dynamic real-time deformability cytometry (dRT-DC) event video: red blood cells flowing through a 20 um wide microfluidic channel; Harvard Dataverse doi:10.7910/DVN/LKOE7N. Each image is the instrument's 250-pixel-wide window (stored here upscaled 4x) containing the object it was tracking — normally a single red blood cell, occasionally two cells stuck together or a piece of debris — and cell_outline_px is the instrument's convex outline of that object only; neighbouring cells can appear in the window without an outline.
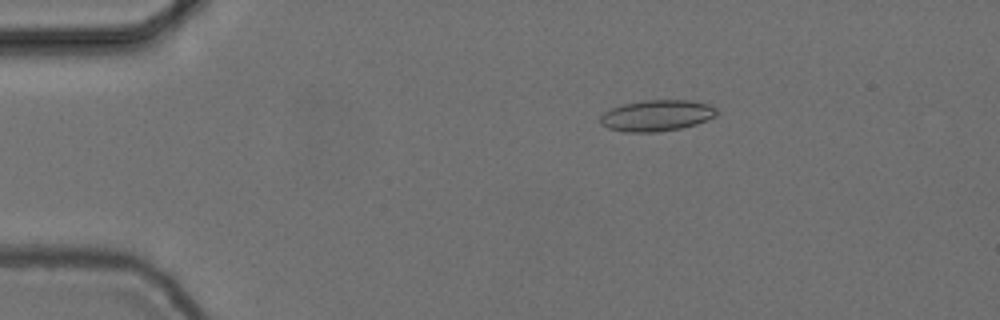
{"species": "common noctule bat (a hibernating species)", "species_latin": "Nyctalus noctula", "temperature_condition": "cold", "stored_images_in_passage": 55, "camera_frame_rate_fps": 3000, "um_per_image_px": 0.085, "animal": {"sex": "female", "body_mass_g": 24.6, "forearm_length_mm": 56.2}, "frame": {"image": 1, "passage_image": 10, "time_ms": 3.0, "image_size_px": [1000, 320], "cell_outline_px": [[716, 116], [696, 124], [680, 128], [656, 132], [628, 132], [608, 128], [600, 124], [600, 116], [604, 112], [612, 108], [624, 104], [644, 100], [688, 100], [708, 104], [716, 108]], "centroid_in_image_um": [55.81, 9.82], "position_along_channel_um": 29.2, "area_um2": 20.98}}
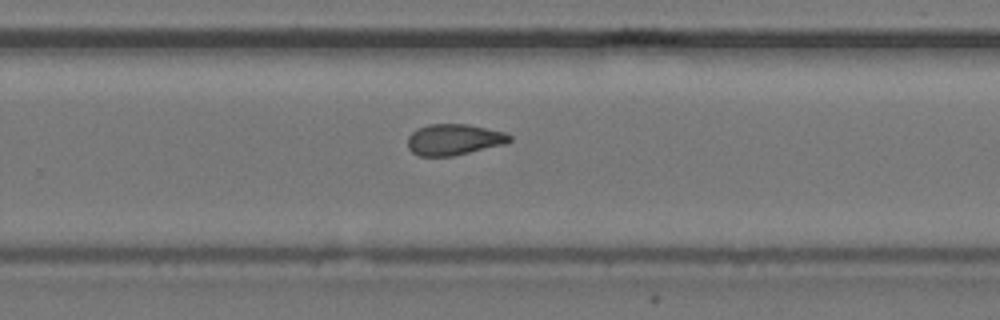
{"frame": {"image": 2, "passage_image": 36, "time_ms": 11.667, "image_size_px": [1000, 320], "cell_outline_px": [[512, 140], [508, 144], [452, 156], [420, 156], [412, 152], [408, 148], [408, 136], [416, 128], [428, 124], [468, 124], [504, 132], [512, 136]], "centroid_in_image_um": [38.6, 11.86], "position_along_channel_um": 291.2, "area_um2": 18.67}}
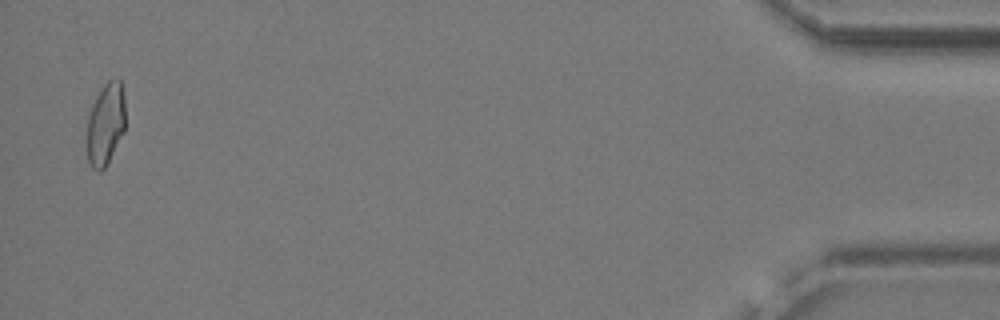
{"frame": {"image": 3, "passage_image": 54, "time_ms": 17.667, "image_size_px": [1000, 320], "cell_outline_px": [[124, 132], [104, 168], [100, 172], [96, 172], [92, 168], [88, 160], [88, 116], [96, 96], [104, 84], [108, 80], [120, 80], [124, 96]], "centroid_in_image_um": [8.97, 10.55], "position_along_channel_um": 426.2, "area_um2": 18.03}, "authors_computed_cell_mechanics": {"area_um2": 19.074, "velocity_mm_per_s": 3.7243, "shape_relaxation_time_tau1_ms": 5.5563, "shape_relaxation_time_tau2_ms": 2.8448, "deformation_change_tau1": 0.1136, "deformation_change_tau2": 0.0865}}